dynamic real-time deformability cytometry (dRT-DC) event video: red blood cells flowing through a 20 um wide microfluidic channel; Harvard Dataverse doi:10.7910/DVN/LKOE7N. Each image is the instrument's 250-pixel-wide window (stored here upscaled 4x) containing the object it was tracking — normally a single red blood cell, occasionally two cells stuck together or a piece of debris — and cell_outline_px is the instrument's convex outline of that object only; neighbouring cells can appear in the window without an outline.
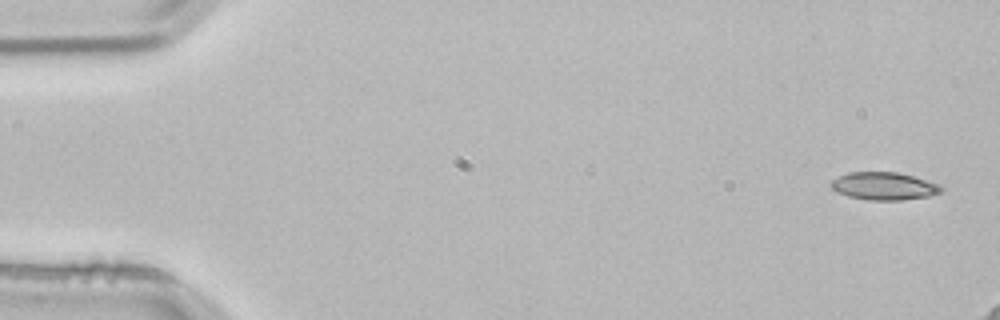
{"species": "common noctule bat (a hibernating species)", "species_latin": "Nyctalus noctula", "temperature_condition": "room temperature", "stored_images_in_passage": 4, "camera_frame_rate_fps": 3000, "um_per_image_px": 0.085, "animal": {"sex": "male", "body_mass_g": 21.5, "forearm_length_mm": 52.0}, "frame": {"image": 1, "passage_image": 1, "time_ms": 0.0, "image_size_px": [1000, 320], "cell_outline_px": [[944, 192], [928, 196], [900, 200], [868, 200], [848, 196], [836, 192], [828, 184], [832, 180], [848, 172], [896, 172], [912, 176], [940, 184], [944, 188]], "centroid_in_image_um": [75.14, 15.82], "position_along_channel_um": 9.9, "area_um2": 17.86}}